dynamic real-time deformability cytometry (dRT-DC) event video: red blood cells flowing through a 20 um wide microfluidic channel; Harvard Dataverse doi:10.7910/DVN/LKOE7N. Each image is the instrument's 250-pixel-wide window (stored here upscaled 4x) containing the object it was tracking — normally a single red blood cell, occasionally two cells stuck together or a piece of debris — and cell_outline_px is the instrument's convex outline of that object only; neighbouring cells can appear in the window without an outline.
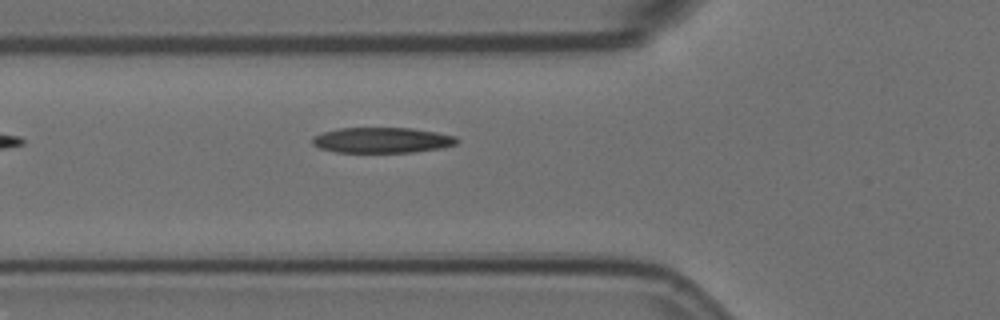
{"species": "Egyptian fruit bat (a non-hibernating species)", "species_latin": "Rousettus aegyptiacus", "temperature_condition": "room temperature", "stored_images_in_passage": 5, "camera_frame_rate_fps": 3000, "um_per_image_px": 0.085, "animal": {"sex": "female"}, "frame": {"image": 1, "passage_image": 5, "time_ms": 1.333, "image_size_px": [1000, 320], "cell_outline_px": [[460, 140], [456, 144], [440, 148], [412, 152], [336, 152], [320, 148], [312, 144], [312, 136], [324, 132], [340, 128], [412, 128], [436, 132], [456, 136]], "centroid_in_image_um": [32.48, 11.91], "position_along_channel_um": 93.3, "area_um2": 21.44}}